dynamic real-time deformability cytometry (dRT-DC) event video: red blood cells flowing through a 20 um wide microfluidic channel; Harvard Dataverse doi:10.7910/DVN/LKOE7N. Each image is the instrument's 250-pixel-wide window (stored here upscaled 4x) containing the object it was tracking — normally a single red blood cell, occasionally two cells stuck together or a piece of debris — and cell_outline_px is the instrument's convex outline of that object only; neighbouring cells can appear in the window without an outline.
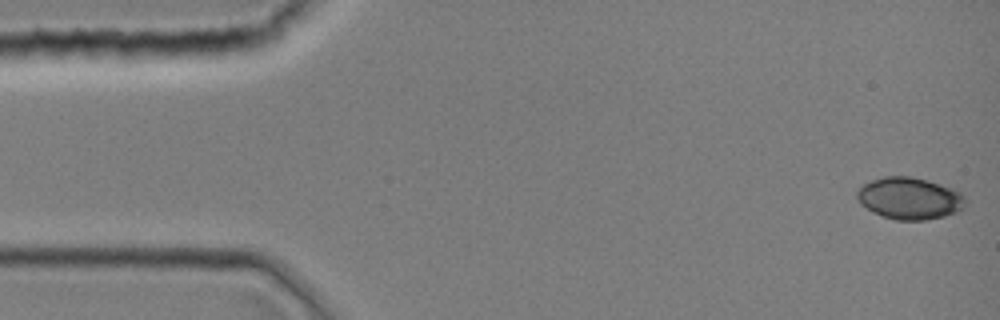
{"species": "common noctule bat (a hibernating species)", "species_latin": "Nyctalus noctula", "temperature_condition": "room temperature", "stored_images_in_passage": 7, "camera_frame_rate_fps": 3000, "um_per_image_px": 0.085, "animal": {"sex": "female", "body_mass_g": 19.0, "forearm_length_mm": 51.5}, "frame": {"image": 1, "passage_image": 1, "time_ms": 0.0, "image_size_px": [1000, 320], "cell_outline_px": [[968, 200], [964, 208], [956, 212], [944, 216], [924, 220], [896, 220], [872, 212], [860, 204], [856, 196], [856, 192], [864, 184], [872, 180], [884, 176], [908, 176], [928, 180], [952, 188], [960, 192]], "centroid_in_image_um": [77.33, 16.86], "position_along_channel_um": 7.7, "area_um2": 26.59}}